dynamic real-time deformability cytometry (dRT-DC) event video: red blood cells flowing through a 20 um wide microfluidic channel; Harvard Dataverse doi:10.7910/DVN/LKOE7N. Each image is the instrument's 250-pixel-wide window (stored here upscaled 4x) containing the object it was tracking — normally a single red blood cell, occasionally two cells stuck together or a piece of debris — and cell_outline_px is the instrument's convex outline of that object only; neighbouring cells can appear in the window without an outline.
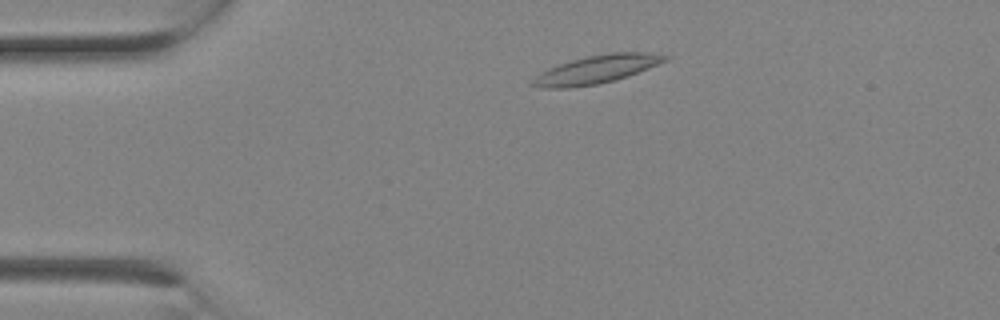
{"species": "Egyptian fruit bat (a non-hibernating species)", "species_latin": "Rousettus aegyptiacus", "temperature_condition": "room temperature", "stored_images_in_passage": 1, "camera_frame_rate_fps": 3000, "um_per_image_px": 0.085, "animal": {"sex": "female"}, "frame": {"image": 1, "passage_image": 1, "time_ms": 0.0, "image_size_px": [1000, 320], "cell_outline_px": [[672, 56], [668, 60], [628, 76], [616, 80], [596, 84], [572, 88], [544, 88], [528, 84], [528, 80], [540, 72], [548, 68], [572, 60], [588, 56], [612, 52], [652, 52]], "centroid_in_image_um": [50.69, 5.9], "position_along_channel_um": 34.3, "area_um2": 21.96}}